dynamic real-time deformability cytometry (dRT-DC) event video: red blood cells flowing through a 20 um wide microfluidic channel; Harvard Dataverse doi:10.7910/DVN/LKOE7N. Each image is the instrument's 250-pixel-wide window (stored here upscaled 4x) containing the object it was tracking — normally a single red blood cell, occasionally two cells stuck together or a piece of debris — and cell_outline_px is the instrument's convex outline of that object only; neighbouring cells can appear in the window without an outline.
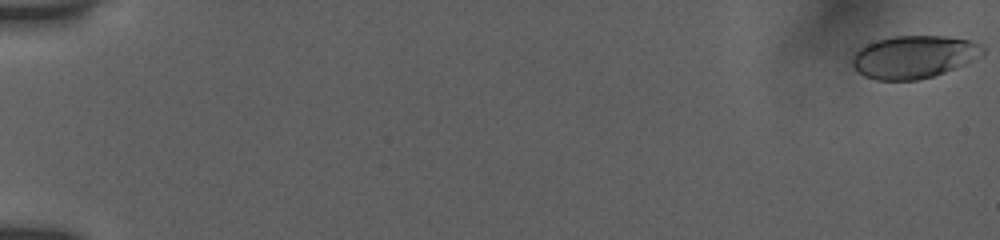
{"species": "human", "species_latin": "Homo sapiens", "temperature_condition": "room temperature", "stored_images_in_passage": 13, "camera_frame_rate_fps": 3000, "um_per_image_px": 0.085, "donor": {"sex": "female"}, "frame": {"image": 1, "passage_image": 1, "time_ms": 0.0, "image_size_px": [1000, 240], "cell_outline_px": [[984, 56], [944, 72], [932, 76], [916, 80], [876, 80], [864, 76], [852, 64], [852, 56], [860, 48], [876, 40], [892, 36], [944, 36], [968, 40], [980, 44], [984, 48]], "centroid_in_image_um": [77.69, 4.83], "position_along_channel_um": 7.3, "area_um2": 32.31}}
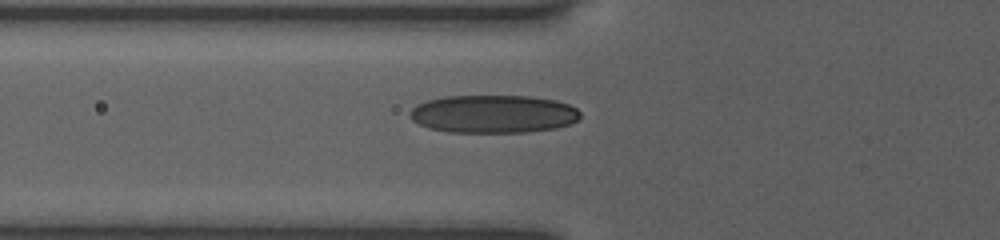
{"frame": {"image": 2, "passage_image": 11, "time_ms": 7.0, "image_size_px": [1000, 240], "cell_outline_px": [[580, 120], [556, 128], [528, 132], [448, 132], [428, 128], [412, 120], [408, 116], [408, 112], [416, 104], [428, 100], [448, 96], [528, 96], [556, 100], [568, 104], [576, 108], [580, 112]], "centroid_in_image_um": [41.92, 9.69], "position_along_channel_um": 83.9, "area_um2": 37.92}}
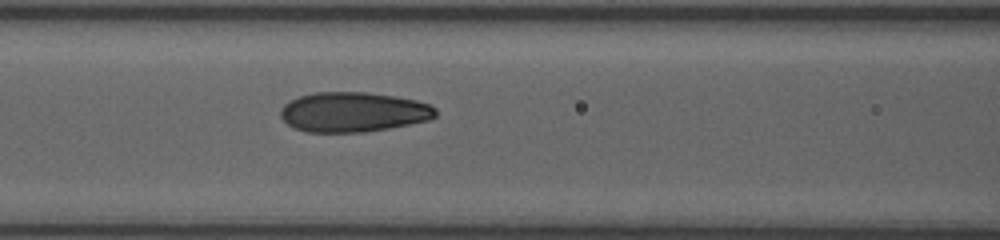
{"frame": {"image": 3, "passage_image": 13, "time_ms": 8.333, "image_size_px": [1000, 240], "cell_outline_px": [[436, 116], [428, 120], [388, 128], [364, 132], [308, 132], [296, 128], [288, 124], [280, 116], [280, 108], [284, 104], [300, 96], [316, 92], [368, 92], [396, 96], [416, 100], [428, 104], [436, 108]], "centroid_in_image_um": [30.02, 9.51], "position_along_channel_um": 136.6, "area_um2": 35.89}}